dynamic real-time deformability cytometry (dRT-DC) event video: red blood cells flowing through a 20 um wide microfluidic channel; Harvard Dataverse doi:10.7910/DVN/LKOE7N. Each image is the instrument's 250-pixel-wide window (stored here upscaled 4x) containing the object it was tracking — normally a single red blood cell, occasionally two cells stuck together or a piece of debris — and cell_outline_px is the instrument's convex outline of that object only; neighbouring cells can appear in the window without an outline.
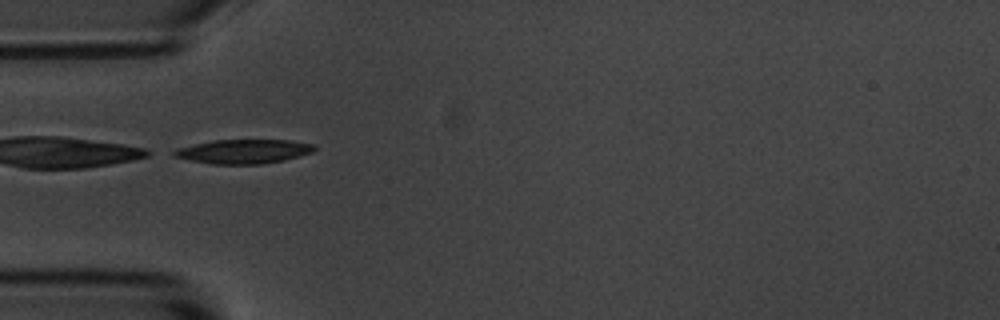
{"species": "common noctule bat (a hibernating species)", "species_latin": "Nyctalus noctula", "temperature_condition": "room temperature", "stored_images_in_passage": 6, "camera_frame_rate_fps": 3000, "um_per_image_px": 0.085, "animal": {"sex": "male", "body_mass_g": 20.1, "forearm_length_mm": 53.5}, "frame": {"image": 1, "passage_image": 5, "time_ms": 4.667, "image_size_px": [1000, 320], "cell_outline_px": [[316, 148], [312, 152], [300, 156], [284, 160], [260, 164], [212, 164], [172, 156], [168, 152], [176, 148], [212, 140], [288, 140], [312, 144]], "centroid_in_image_um": [20.64, 12.87], "position_along_channel_um": 64.4, "area_um2": 19.77}}